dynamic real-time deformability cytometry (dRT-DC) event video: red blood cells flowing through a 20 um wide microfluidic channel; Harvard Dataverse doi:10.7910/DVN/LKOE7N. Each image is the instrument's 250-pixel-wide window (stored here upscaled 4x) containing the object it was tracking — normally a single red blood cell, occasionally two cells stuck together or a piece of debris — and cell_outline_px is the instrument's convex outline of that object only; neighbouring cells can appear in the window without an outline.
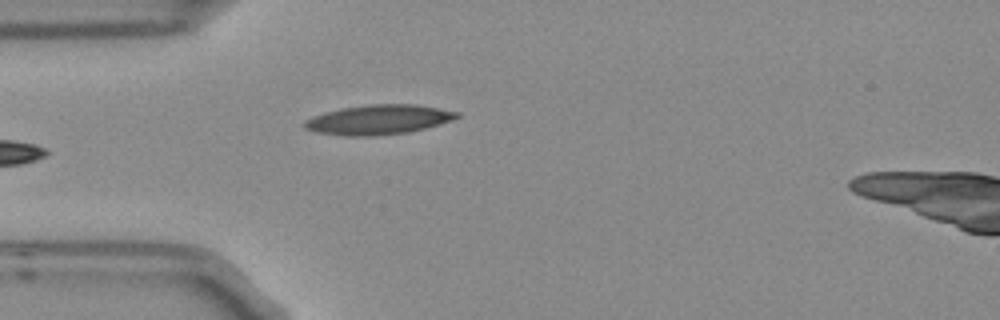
{"species": "Egyptian fruit bat (a non-hibernating species)", "species_latin": "Rousettus aegyptiacus", "temperature_condition": "room temperature", "stored_images_in_passage": 5, "camera_frame_rate_fps": 3000, "um_per_image_px": 0.085, "frame": {"image": 1, "passage_image": 5, "time_ms": 1.333, "image_size_px": [1000, 320], "cell_outline_px": [[460, 116], [452, 120], [440, 124], [408, 132], [376, 136], [344, 136], [316, 132], [304, 128], [304, 120], [312, 116], [324, 112], [340, 108], [368, 104], [416, 104], [440, 108], [460, 112]], "centroid_in_image_um": [32.16, 10.16], "position_along_channel_um": 52.8, "area_um2": 26.59}}